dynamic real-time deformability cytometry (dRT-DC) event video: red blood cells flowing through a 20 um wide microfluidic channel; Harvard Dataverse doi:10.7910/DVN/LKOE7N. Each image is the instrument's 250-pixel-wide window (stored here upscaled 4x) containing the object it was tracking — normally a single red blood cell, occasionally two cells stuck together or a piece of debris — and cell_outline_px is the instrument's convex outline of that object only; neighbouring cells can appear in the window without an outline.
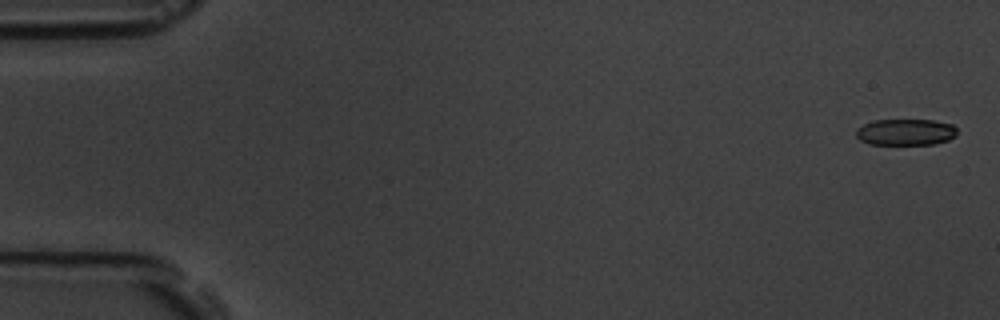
{"species": "common noctule bat (a hibernating species)", "species_latin": "Nyctalus noctula", "temperature_condition": "room temperature", "stored_images_in_passage": 6, "camera_frame_rate_fps": 3000, "um_per_image_px": 0.085, "animal": {"sex": "male", "body_mass_g": 19.5, "forearm_length_mm": 54.6}, "frame": {"image": 1, "passage_image": 1, "time_ms": 0.0, "image_size_px": [1000, 320], "cell_outline_px": [[956, 136], [948, 140], [932, 144], [868, 144], [860, 140], [856, 136], [856, 128], [872, 120], [932, 120], [952, 124], [956, 128]], "centroid_in_image_um": [76.95, 11.22], "position_along_channel_um": 8.0, "area_um2": 15.55}}
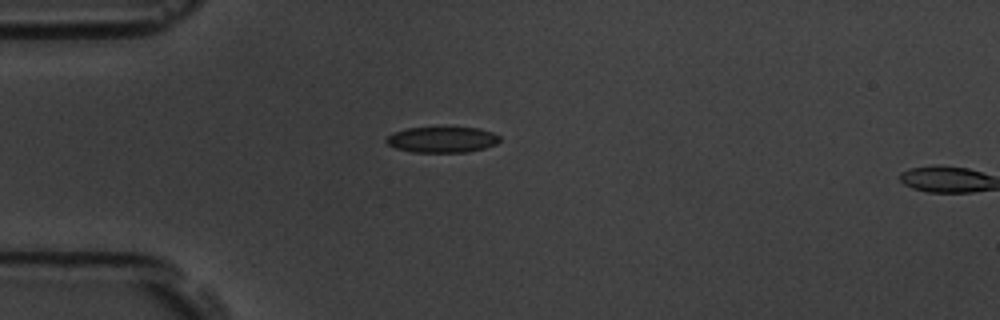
{"frame": {"image": 2, "passage_image": 5, "time_ms": 4.667, "image_size_px": [1000, 320], "cell_outline_px": [[500, 140], [496, 144], [484, 148], [468, 152], [412, 152], [396, 148], [388, 144], [384, 140], [392, 132], [408, 128], [480, 128], [492, 132], [500, 136]], "centroid_in_image_um": [37.58, 11.87], "position_along_channel_um": 47.4, "area_um2": 16.99}}